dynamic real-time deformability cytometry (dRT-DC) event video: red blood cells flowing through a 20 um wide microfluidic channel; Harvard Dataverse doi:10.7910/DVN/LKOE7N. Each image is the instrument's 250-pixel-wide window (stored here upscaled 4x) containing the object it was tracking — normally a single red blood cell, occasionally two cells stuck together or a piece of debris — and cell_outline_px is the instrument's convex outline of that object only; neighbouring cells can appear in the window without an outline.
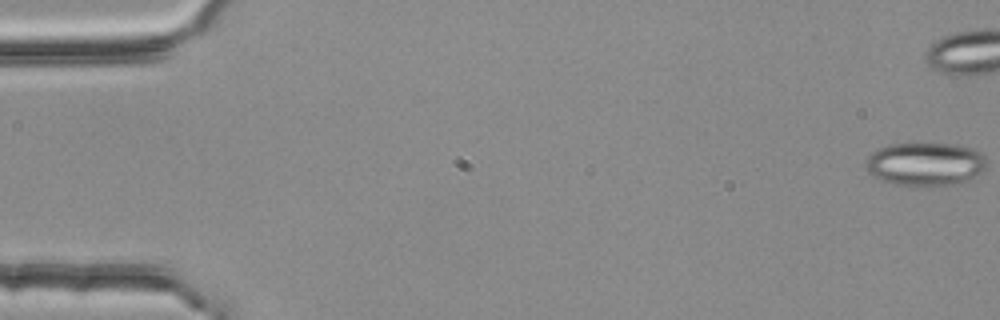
{"species": "common noctule bat (a hibernating species)", "species_latin": "Nyctalus noctula", "temperature_condition": "room temperature", "stored_images_in_passage": 5, "camera_frame_rate_fps": 3000, "um_per_image_px": 0.085, "animal": {"sex": "female", "body_mass_g": 25.1}, "frame": {"image": 1, "passage_image": 1, "time_ms": 0.0, "image_size_px": [1000, 320], "cell_outline_px": [[984, 168], [980, 172], [964, 180], [952, 184], [892, 184], [880, 180], [872, 176], [868, 172], [868, 156], [872, 152], [888, 144], [956, 144], [972, 148], [980, 152], [984, 156]], "centroid_in_image_um": [78.61, 13.91], "position_along_channel_um": 6.4, "area_um2": 29.59}}